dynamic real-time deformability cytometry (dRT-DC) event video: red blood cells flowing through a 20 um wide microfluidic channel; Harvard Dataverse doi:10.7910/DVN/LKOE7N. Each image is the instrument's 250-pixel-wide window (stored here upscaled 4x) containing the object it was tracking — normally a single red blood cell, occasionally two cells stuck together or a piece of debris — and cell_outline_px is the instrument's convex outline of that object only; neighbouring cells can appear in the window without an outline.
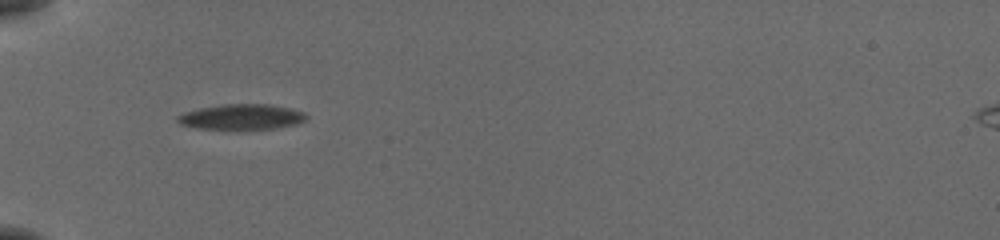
{"species": "common noctule bat (a hibernating species)", "species_latin": "Nyctalus noctula", "temperature_condition": "cold", "stored_images_in_passage": 4, "camera_frame_rate_fps": 3000, "um_per_image_px": 0.085, "animal": {"sex": "female", "body_mass_g": 19.5, "forearm_length_mm": 54.1}, "frame": {"image": 1, "passage_image": 1, "time_ms": 0.0, "image_size_px": [1000, 240], "cell_outline_px": [[308, 116], [304, 120], [296, 124], [272, 128], [236, 132], [196, 128], [180, 124], [176, 120], [176, 116], [184, 112], [200, 108], [224, 104], [268, 104], [288, 108], [304, 112]], "centroid_in_image_um": [20.47, 9.98], "position_along_channel_um": 64.5, "area_um2": 19.71}}